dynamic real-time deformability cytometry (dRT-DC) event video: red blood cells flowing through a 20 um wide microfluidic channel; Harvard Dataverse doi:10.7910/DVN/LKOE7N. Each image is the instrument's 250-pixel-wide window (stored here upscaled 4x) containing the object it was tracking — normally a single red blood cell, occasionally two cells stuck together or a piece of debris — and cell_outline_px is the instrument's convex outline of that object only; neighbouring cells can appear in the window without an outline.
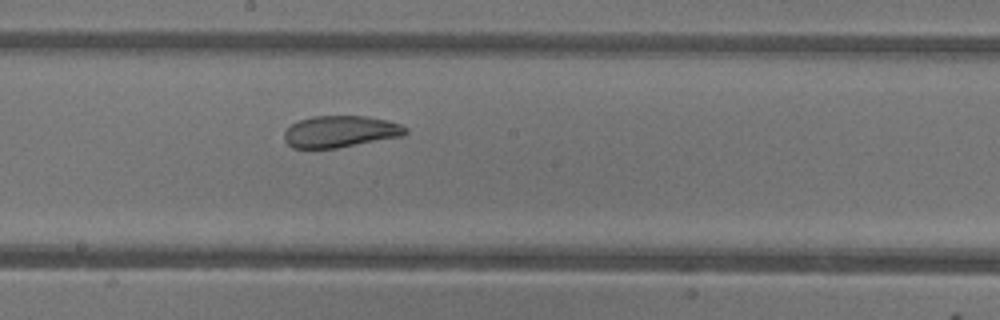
{"species": "common noctule bat (a hibernating species)", "species_latin": "Nyctalus noctula", "temperature_condition": "warm", "stored_images_in_passage": 8, "segment_of_instrument_passage": [1, 2], "camera_frame_rate_fps": 3000, "um_per_image_px": 0.085, "animal": {"sex": "female"}, "frame": {"image": 1, "passage_image": 7, "time_ms": 8.0, "image_size_px": [1000, 320], "cell_outline_px": [[408, 132], [404, 136], [336, 148], [292, 148], [284, 140], [284, 132], [292, 124], [300, 120], [312, 116], [364, 116], [388, 120], [400, 124], [408, 128]], "centroid_in_image_um": [28.95, 11.18], "position_along_channel_um": 219.2, "area_um2": 22.43}}